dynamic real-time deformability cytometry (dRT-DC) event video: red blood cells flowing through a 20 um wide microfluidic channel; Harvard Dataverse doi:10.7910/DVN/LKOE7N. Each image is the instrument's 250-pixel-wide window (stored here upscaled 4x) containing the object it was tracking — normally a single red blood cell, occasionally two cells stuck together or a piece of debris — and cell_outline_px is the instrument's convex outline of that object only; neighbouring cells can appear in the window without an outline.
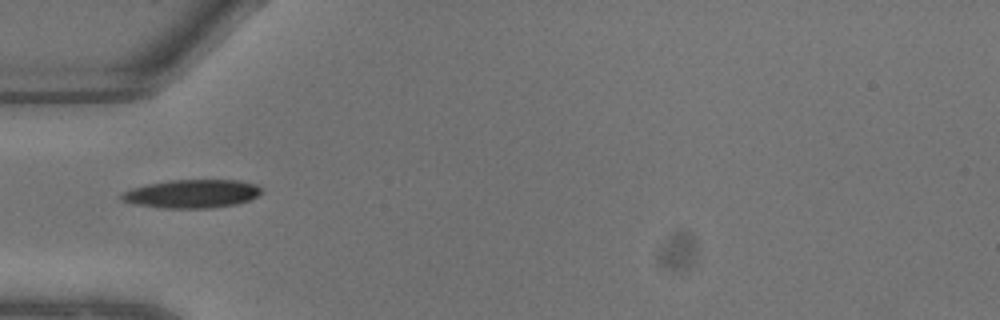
{"species": "common noctule bat (a hibernating species)", "species_latin": "Nyctalus noctula", "temperature_condition": "warm", "stored_images_in_passage": 5, "camera_frame_rate_fps": 3000, "um_per_image_px": 0.085, "animal": {"sex": "male", "body_mass_g": 13.3}, "frame": {"image": 1, "passage_image": 4, "time_ms": 1.0, "image_size_px": [1000, 320], "cell_outline_px": [[264, 192], [248, 200], [236, 204], [212, 208], [164, 208], [132, 204], [120, 200], [120, 196], [124, 192], [132, 188], [148, 184], [168, 180], [240, 180], [256, 184], [264, 188]], "centroid_in_image_um": [16.34, 16.47], "position_along_channel_um": 68.7, "area_um2": 23.35}}
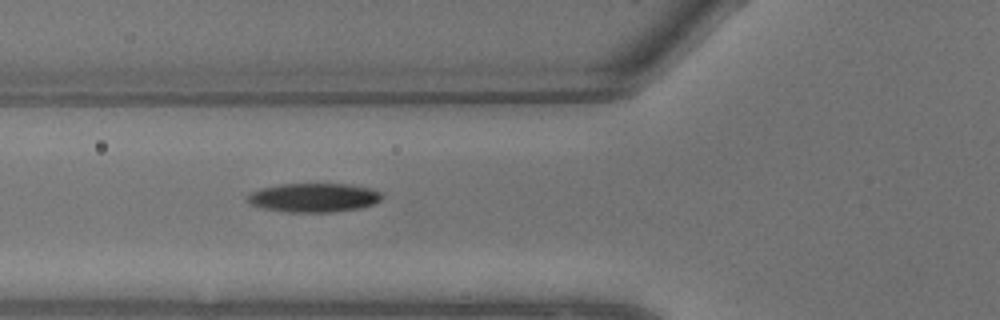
{"frame": {"image": 2, "passage_image": 5, "time_ms": 1.333, "image_size_px": [1000, 320], "cell_outline_px": [[384, 196], [380, 200], [372, 204], [360, 208], [336, 212], [288, 212], [264, 208], [248, 204], [248, 196], [252, 192], [260, 188], [280, 184], [348, 184], [372, 188], [380, 192]], "centroid_in_image_um": [26.69, 16.8], "position_along_channel_um": 99.1, "area_um2": 22.72}}